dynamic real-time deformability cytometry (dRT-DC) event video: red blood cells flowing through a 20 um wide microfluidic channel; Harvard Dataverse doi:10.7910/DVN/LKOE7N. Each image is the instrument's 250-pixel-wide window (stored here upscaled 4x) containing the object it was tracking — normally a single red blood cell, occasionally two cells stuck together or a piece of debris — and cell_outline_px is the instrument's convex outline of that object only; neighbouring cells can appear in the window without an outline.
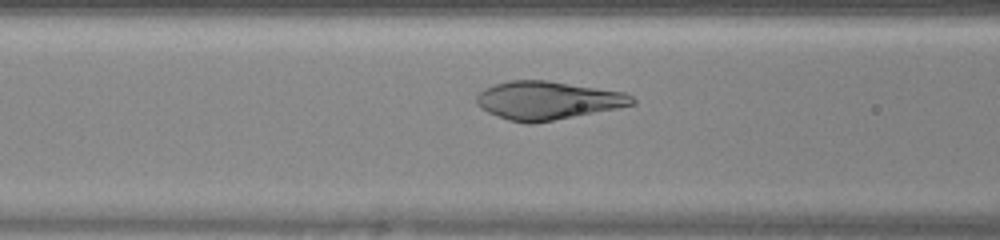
{"species": "human", "species_latin": "Homo sapiens", "temperature_condition": "warm", "stored_images_in_passage": 38, "camera_frame_rate_fps": 3000, "um_per_image_px": 0.085, "donor": {"sex": "female"}, "frame": {"image": 1, "passage_image": 15, "time_ms": 4.667, "image_size_px": [1000, 240], "cell_outline_px": [[636, 104], [616, 108], [532, 124], [528, 124], [508, 120], [488, 112], [480, 108], [476, 104], [476, 96], [484, 88], [508, 80], [548, 80], [624, 92], [632, 96], [636, 100]], "centroid_in_image_um": [46.52, 8.53], "position_along_channel_um": 120.1, "area_um2": 34.62}}
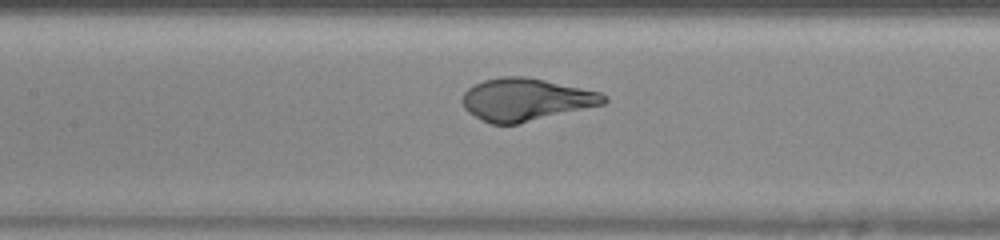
{"frame": {"image": 2, "passage_image": 18, "time_ms": 5.667, "image_size_px": [1000, 240], "cell_outline_px": [[608, 100], [604, 104], [516, 124], [492, 124], [468, 112], [464, 108], [460, 100], [464, 92], [468, 88], [484, 80], [504, 76], [524, 76], [544, 80], [600, 92], [608, 96]], "centroid_in_image_um": [44.68, 8.46], "position_along_channel_um": 162.7, "area_um2": 34.74}}
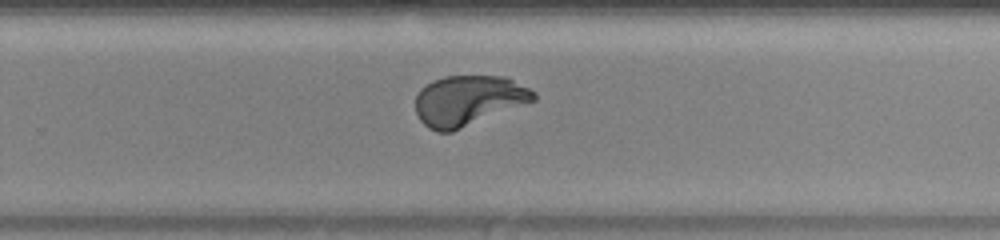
{"frame": {"image": 3, "passage_image": 27, "time_ms": 8.667, "image_size_px": [1000, 240], "cell_outline_px": [[536, 100], [452, 132], [436, 132], [428, 128], [420, 120], [416, 112], [416, 96], [420, 88], [432, 80], [444, 76], [508, 76], [536, 92]], "centroid_in_image_um": [39.81, 8.54], "position_along_channel_um": 290.0, "area_um2": 34.85}}